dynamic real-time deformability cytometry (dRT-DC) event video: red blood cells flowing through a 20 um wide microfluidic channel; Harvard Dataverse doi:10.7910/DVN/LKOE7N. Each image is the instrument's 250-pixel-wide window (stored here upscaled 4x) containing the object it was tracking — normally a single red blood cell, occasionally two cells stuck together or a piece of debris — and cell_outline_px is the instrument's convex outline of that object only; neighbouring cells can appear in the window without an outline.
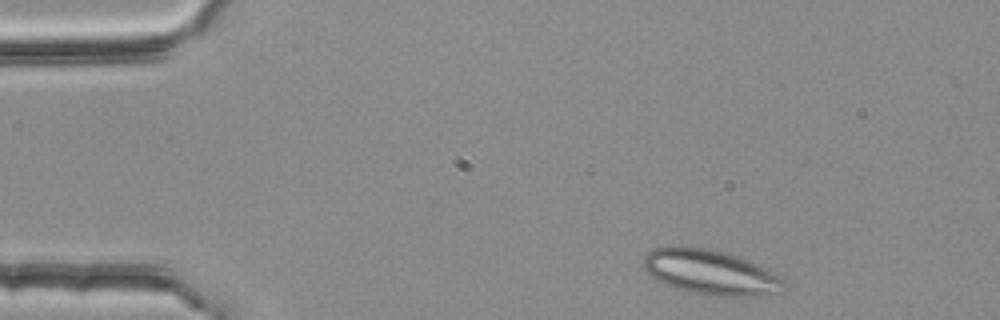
{"species": "common noctule bat (a hibernating species)", "species_latin": "Nyctalus noctula", "temperature_condition": "room temperature", "stored_images_in_passage": 44, "camera_frame_rate_fps": 3000, "um_per_image_px": 0.085, "animal": {"sex": "female", "body_mass_g": 25.1}, "frame": {"image": 1, "passage_image": 2, "time_ms": 0.333, "image_size_px": [1000, 320], "cell_outline_px": [[788, 284], [776, 292], [756, 296], [712, 296], [688, 292], [672, 288], [656, 280], [640, 264], [644, 256], [648, 252], [656, 248], [704, 248], [736, 256], [748, 260], [784, 276]], "centroid_in_image_um": [60.42, 23.18], "position_along_channel_um": 24.6, "area_um2": 36.59}}
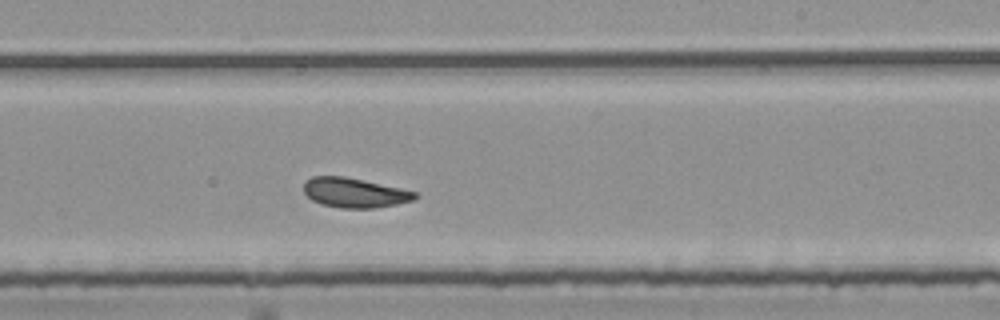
{"frame": {"image": 2, "passage_image": 27, "time_ms": 8.667, "image_size_px": [1000, 320], "cell_outline_px": [[420, 196], [412, 200], [396, 204], [372, 208], [340, 208], [320, 204], [312, 200], [304, 192], [304, 184], [312, 176], [344, 176], [400, 188], [416, 192]], "centroid_in_image_um": [30.13, 16.38], "position_along_channel_um": 258.9, "area_um2": 19.07}}
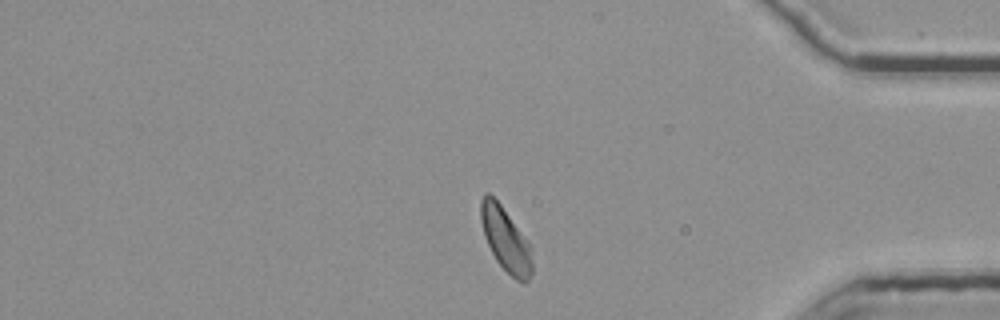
{"frame": {"image": 3, "passage_image": 40, "time_ms": 13.0, "image_size_px": [1000, 320], "cell_outline_px": [[532, 272], [528, 280], [524, 284], [516, 280], [496, 260], [484, 236], [480, 220], [480, 200], [484, 192], [488, 192], [500, 204], [528, 240], [532, 248]], "centroid_in_image_um": [42.98, 20.35], "position_along_channel_um": 392.2, "area_um2": 19.19}, "authors_computed_cell_mechanics": {"area_um2": 19.5653, "velocity_mm_per_s": 3.7236, "shape_relaxation_time_tau1_ms": 9.6281, "shape_relaxation_time_tau2_ms": 2.2398, "deformation_change_tau1": 0.129, "deformation_change_tau2": 0.0864}}